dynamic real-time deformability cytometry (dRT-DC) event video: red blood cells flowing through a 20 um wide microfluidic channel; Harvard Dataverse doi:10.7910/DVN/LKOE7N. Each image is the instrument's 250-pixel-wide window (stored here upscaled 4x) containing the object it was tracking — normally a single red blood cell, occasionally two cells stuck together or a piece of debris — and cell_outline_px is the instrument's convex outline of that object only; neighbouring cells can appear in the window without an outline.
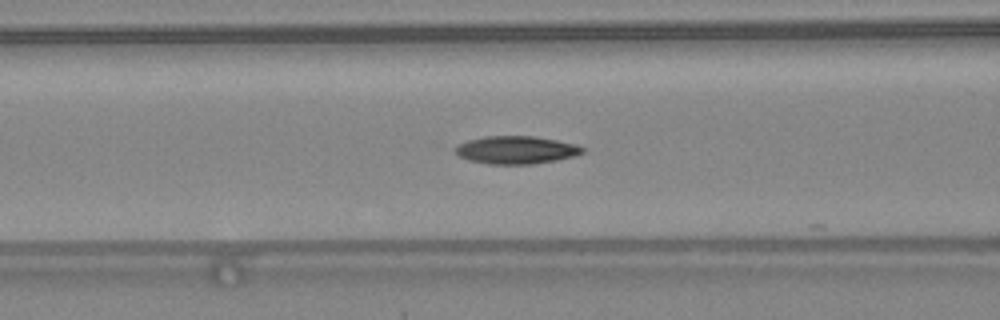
{"species": "common noctule bat (a hibernating species)", "species_latin": "Nyctalus noctula", "temperature_condition": "warm", "stored_images_in_passage": 41, "camera_frame_rate_fps": 3000, "um_per_image_px": 0.085, "animal": {"sex": "female", "body_mass_g": 24.6, "forearm_length_mm": 56.2}, "frame": {"image": 1, "passage_image": 19, "time_ms": 6.0, "image_size_px": [1000, 320], "cell_outline_px": [[588, 148], [584, 152], [572, 156], [556, 160], [532, 164], [488, 164], [468, 160], [460, 156], [456, 152], [456, 148], [460, 144], [468, 140], [484, 136], [536, 136], [576, 144]], "centroid_in_image_um": [43.91, 12.74], "position_along_channel_um": 122.7, "area_um2": 20.58}, "authors_computed_cell_mechanics": {"area_um2": 19.941, "velocity_mm_per_s": 4.3729, "shape_relaxation_time_tau1_ms": 8.8512, "shape_relaxation_time_tau2_ms": 3.3314, "deformation_change_tau1": 0.2613, "deformation_change_tau2": 0.0915}}